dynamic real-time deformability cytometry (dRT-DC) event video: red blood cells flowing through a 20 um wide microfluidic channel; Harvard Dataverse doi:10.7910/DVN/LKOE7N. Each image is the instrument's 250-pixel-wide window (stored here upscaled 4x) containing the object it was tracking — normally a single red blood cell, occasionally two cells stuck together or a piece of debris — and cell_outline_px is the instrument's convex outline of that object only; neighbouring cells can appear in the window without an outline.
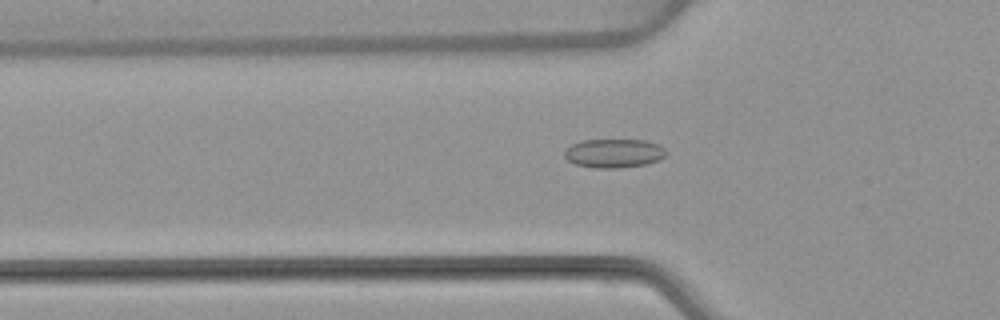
{"species": "common noctule bat (a hibernating species)", "species_latin": "Nyctalus noctula", "temperature_condition": "warm", "stored_images_in_passage": 53, "camera_frame_rate_fps": 3000, "um_per_image_px": 0.085, "animal": {"sex": "female", "body_mass_g": 22.7, "forearm_length_mm": 54.2}, "frame": {"image": 1, "passage_image": 18, "time_ms": 5.667, "image_size_px": [1000, 320], "cell_outline_px": [[668, 152], [660, 160], [648, 164], [616, 168], [592, 168], [576, 164], [568, 160], [564, 156], [564, 152], [572, 144], [584, 140], [644, 140], [656, 144], [664, 148]], "centroid_in_image_um": [52.2, 13.04], "position_along_channel_um": 73.6, "area_um2": 17.05}}
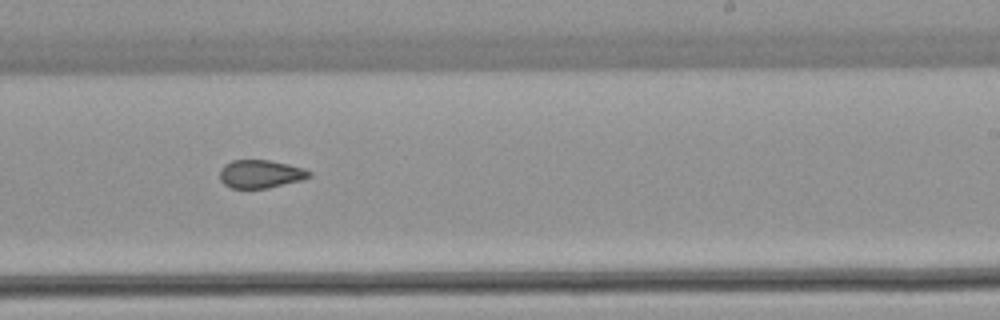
{"frame": {"image": 2, "passage_image": 33, "time_ms": 10.667, "image_size_px": [1000, 320], "cell_outline_px": [[312, 176], [300, 180], [268, 188], [232, 188], [224, 184], [220, 180], [220, 168], [224, 164], [232, 160], [268, 160], [288, 164], [304, 168], [312, 172]], "centroid_in_image_um": [22.13, 14.78], "position_along_channel_um": 266.9, "area_um2": 14.68}}
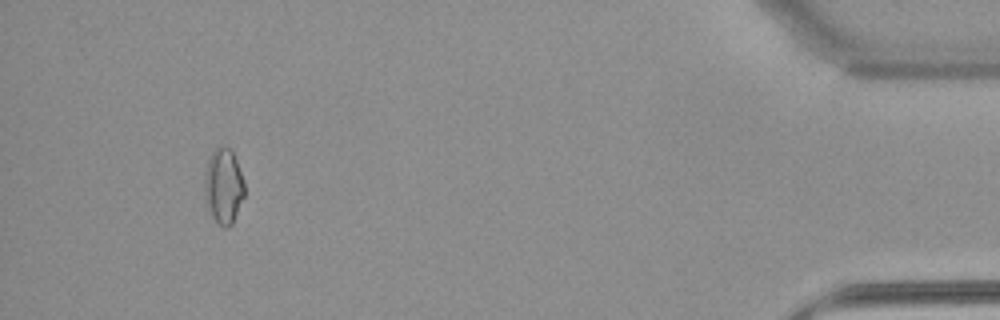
{"frame": {"image": 3, "passage_image": 50, "time_ms": 16.333, "image_size_px": [1000, 320], "cell_outline_px": [[244, 196], [232, 224], [228, 228], [224, 228], [208, 212], [204, 196], [204, 176], [208, 160], [212, 152], [216, 148], [232, 148], [244, 180]], "centroid_in_image_um": [18.99, 15.83], "position_along_channel_um": 416.2, "area_um2": 17.63}, "authors_computed_cell_mechanics": {"area_um2": 16.2996, "velocity_mm_per_s": 3.858, "shape_relaxation_time_tau1_ms": null, "shape_relaxation_time_tau2_ms": 1.4632, "deformation_change_tau1": null, "deformation_change_tau2": 0.0763}}